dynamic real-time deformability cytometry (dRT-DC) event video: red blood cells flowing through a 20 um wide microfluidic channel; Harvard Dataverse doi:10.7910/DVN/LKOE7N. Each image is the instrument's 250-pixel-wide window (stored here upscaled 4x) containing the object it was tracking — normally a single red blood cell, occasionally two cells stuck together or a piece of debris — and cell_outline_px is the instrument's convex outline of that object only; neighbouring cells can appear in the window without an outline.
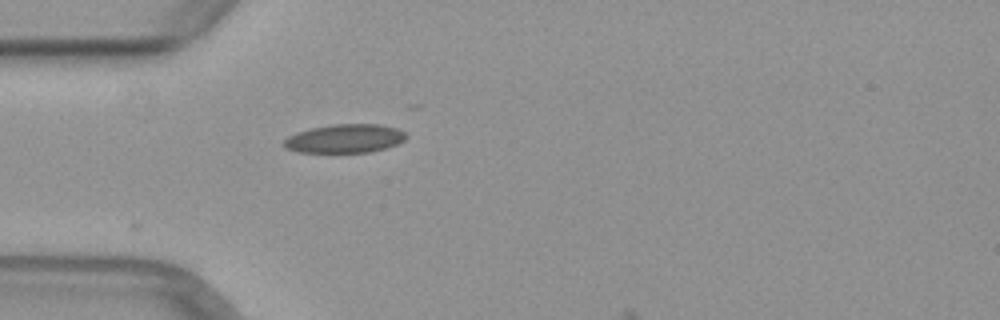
{"species": "common noctule bat (a hibernating species)", "species_latin": "Nyctalus noctula", "temperature_condition": "warm", "stored_images_in_passage": 5, "camera_frame_rate_fps": 3000, "um_per_image_px": 0.085, "animal": {"sex": "female", "body_mass_g": 29.2, "forearm_length_mm": 56.3}, "frame": {"image": 1, "passage_image": 1, "time_ms": 0.0, "image_size_px": [1000, 320], "cell_outline_px": [[408, 136], [404, 140], [396, 144], [384, 148], [368, 152], [296, 152], [284, 148], [284, 140], [288, 136], [296, 132], [312, 128], [332, 124], [380, 124], [396, 128], [404, 132]], "centroid_in_image_um": [29.29, 11.77], "position_along_channel_um": 55.7, "area_um2": 20.35}}
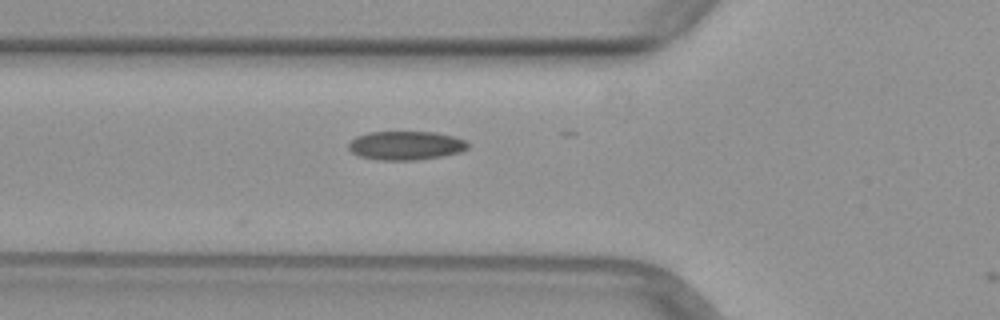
{"frame": {"image": 2, "passage_image": 4, "time_ms": 1.0, "image_size_px": [1000, 320], "cell_outline_px": [[468, 148], [460, 152], [440, 156], [416, 160], [380, 160], [360, 156], [352, 152], [348, 148], [348, 144], [356, 136], [368, 132], [436, 132], [468, 140]], "centroid_in_image_um": [34.5, 12.36], "position_along_channel_um": 91.3, "area_um2": 20.0}}